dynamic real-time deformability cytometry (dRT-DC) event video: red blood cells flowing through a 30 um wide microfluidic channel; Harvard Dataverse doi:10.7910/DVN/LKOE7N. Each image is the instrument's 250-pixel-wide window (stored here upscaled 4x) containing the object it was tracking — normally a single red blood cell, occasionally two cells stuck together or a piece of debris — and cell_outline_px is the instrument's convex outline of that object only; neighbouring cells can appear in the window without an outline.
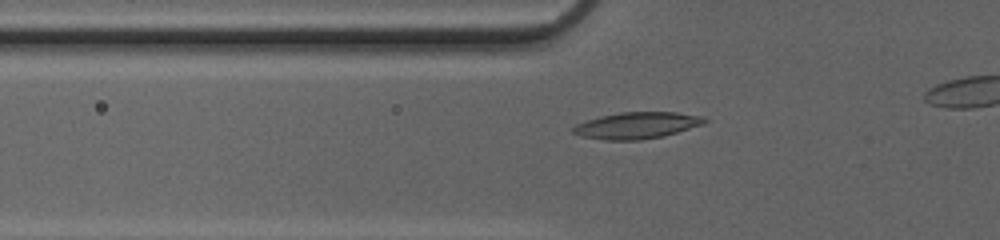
{"species": "common noctule bat (a hibernating species)", "species_latin": "Nyctalus noctula", "temperature_condition": "cold", "stored_images_in_passage": 27, "camera_frame_rate_fps": 3000, "um_per_image_px": 0.085, "animal": {"sex": "female", "body_mass_g": 20.0, "forearm_length_mm": 54.0}, "frame": {"image": 1, "passage_image": 3, "time_ms": 0.667, "image_size_px": [1000, 240], "cell_outline_px": [[708, 120], [704, 124], [664, 136], [640, 140], [604, 140], [580, 136], [572, 132], [572, 128], [576, 124], [600, 116], [620, 112], [676, 112], [704, 116]], "centroid_in_image_um": [54.15, 10.66], "position_along_channel_um": 71.7, "area_um2": 20.4}}
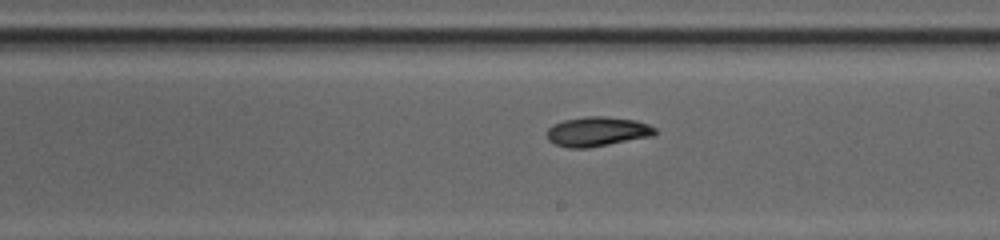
{"frame": {"image": 2, "passage_image": 15, "time_ms": 4.667, "image_size_px": [1000, 240], "cell_outline_px": [[656, 136], [588, 148], [568, 148], [556, 144], [548, 140], [548, 128], [552, 124], [564, 120], [584, 116], [608, 116], [636, 120], [648, 124], [656, 128]], "centroid_in_image_um": [50.81, 11.18], "position_along_channel_um": 238.2, "area_um2": 18.9}}
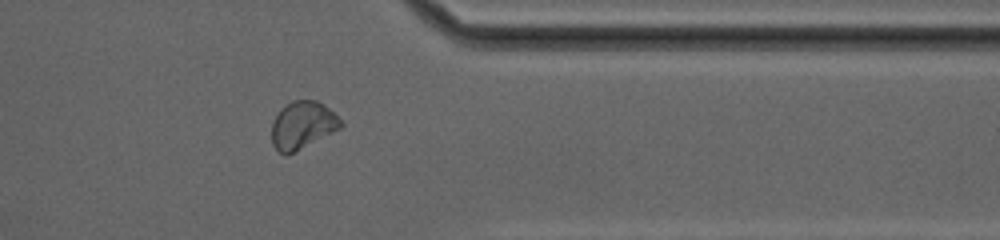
{"frame": {"image": 3, "passage_image": 26, "time_ms": 8.333, "image_size_px": [1000, 240], "cell_outline_px": [[344, 124], [340, 128], [288, 156], [280, 152], [272, 144], [272, 124], [280, 108], [292, 100], [316, 100], [328, 108]], "centroid_in_image_um": [25.69, 10.65], "position_along_channel_um": 385.7, "area_um2": 18.96}}